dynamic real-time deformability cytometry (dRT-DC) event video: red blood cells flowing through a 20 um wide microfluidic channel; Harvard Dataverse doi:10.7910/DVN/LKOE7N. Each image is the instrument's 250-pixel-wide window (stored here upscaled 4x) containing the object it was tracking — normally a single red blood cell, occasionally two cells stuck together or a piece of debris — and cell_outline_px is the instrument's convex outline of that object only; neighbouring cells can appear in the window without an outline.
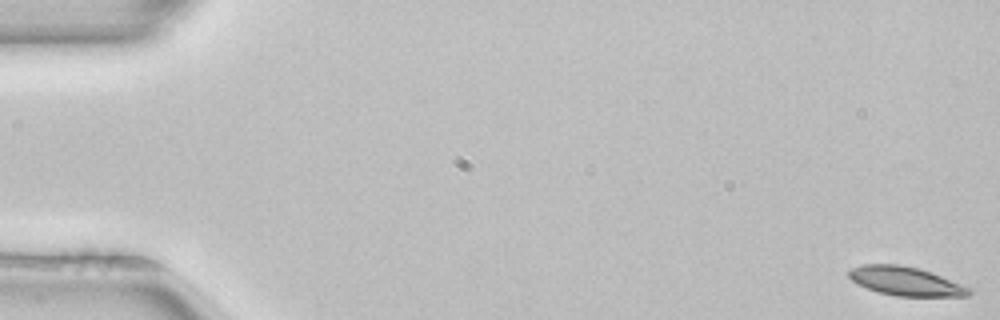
{"species": "common noctule bat (a hibernating species)", "species_latin": "Nyctalus noctula", "temperature_condition": "room temperature", "stored_images_in_passage": 11, "camera_frame_rate_fps": 3000, "um_per_image_px": 0.085, "animal": {"sex": "female", "body_mass_g": 22.7, "forearm_length_mm": 54.2}, "frame": {"image": 1, "passage_image": 1, "time_ms": 0.0, "image_size_px": [1000, 320], "cell_outline_px": [[972, 292], [968, 296], [896, 296], [880, 292], [868, 288], [852, 280], [848, 276], [848, 272], [852, 268], [864, 264], [900, 264], [920, 268], [932, 272], [972, 288]], "centroid_in_image_um": [77.03, 23.89], "position_along_channel_um": 8.0, "area_um2": 20.17}}